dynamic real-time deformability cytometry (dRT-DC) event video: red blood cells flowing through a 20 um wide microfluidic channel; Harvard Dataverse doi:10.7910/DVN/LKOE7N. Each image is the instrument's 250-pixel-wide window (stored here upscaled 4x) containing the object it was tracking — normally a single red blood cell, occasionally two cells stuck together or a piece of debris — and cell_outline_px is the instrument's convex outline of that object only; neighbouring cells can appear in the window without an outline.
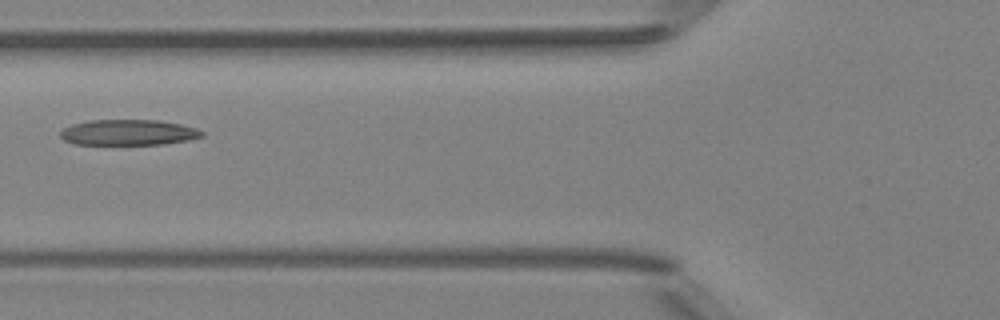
{"species": "Egyptian fruit bat (a non-hibernating species)", "species_latin": "Rousettus aegyptiacus", "temperature_condition": "room temperature", "stored_images_in_passage": 7, "camera_frame_rate_fps": 3000, "um_per_image_px": 0.085, "animal": {"sex": "female"}, "frame": {"image": 1, "passage_image": 5, "time_ms": 1.333, "image_size_px": [1000, 320], "cell_outline_px": [[204, 136], [188, 140], [164, 144], [72, 144], [64, 140], [60, 136], [60, 132], [64, 128], [72, 124], [88, 120], [160, 120], [180, 124], [196, 128], [204, 132]], "centroid_in_image_um": [10.91, 11.25], "position_along_channel_um": 114.9, "area_um2": 21.21}}
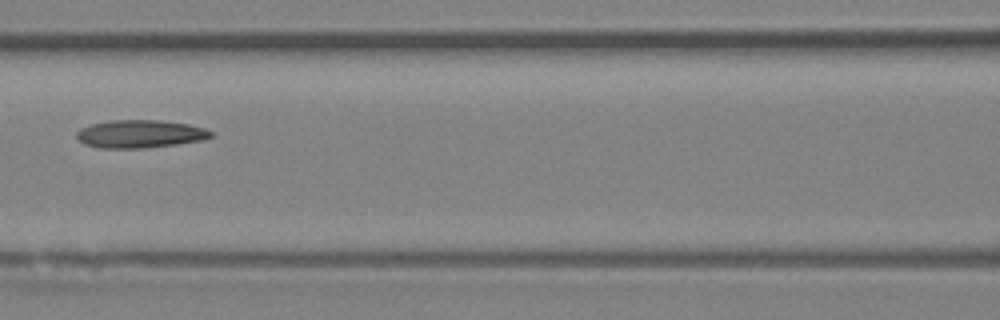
{"frame": {"image": 2, "passage_image": 6, "time_ms": 1.667, "image_size_px": [1000, 320], "cell_outline_px": [[216, 136], [204, 140], [176, 144], [144, 148], [100, 148], [84, 144], [76, 136], [76, 132], [80, 128], [92, 124], [108, 120], [160, 120], [188, 124], [204, 128], [212, 132]], "centroid_in_image_um": [11.92, 11.38], "position_along_channel_um": 154.7, "area_um2": 21.96}}
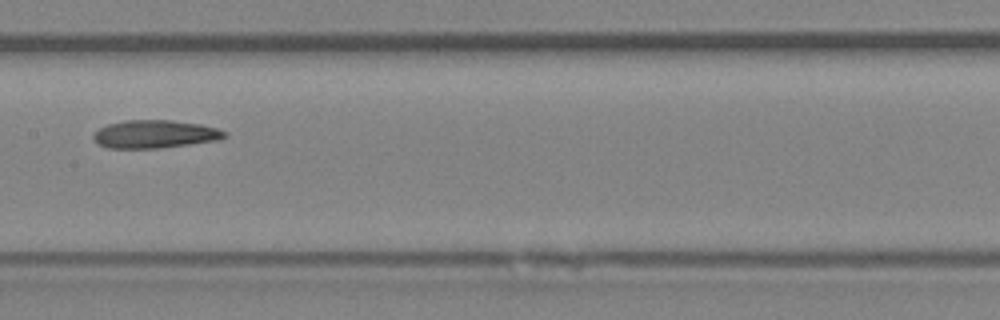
{"frame": {"image": 3, "passage_image": 7, "time_ms": 2.0, "image_size_px": [1000, 320], "cell_outline_px": [[228, 132], [220, 140], [160, 148], [108, 148], [96, 144], [92, 136], [100, 128], [108, 124], [124, 120], [172, 120], [200, 124], [216, 128]], "centroid_in_image_um": [13.15, 11.4], "position_along_channel_um": 194.3, "area_um2": 21.44}}